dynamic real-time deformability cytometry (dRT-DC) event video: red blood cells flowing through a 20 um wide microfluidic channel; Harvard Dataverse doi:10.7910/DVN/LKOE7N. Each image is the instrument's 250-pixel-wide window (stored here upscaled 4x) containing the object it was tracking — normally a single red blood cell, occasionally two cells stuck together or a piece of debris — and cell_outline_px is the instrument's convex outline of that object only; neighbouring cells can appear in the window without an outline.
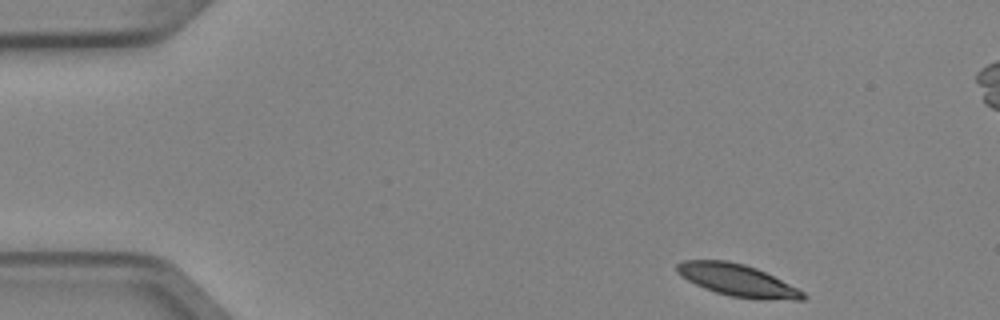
{"species": "Egyptian fruit bat (a non-hibernating species)", "species_latin": "Rousettus aegyptiacus", "temperature_condition": "cold", "stored_images_in_passage": 4, "camera_frame_rate_fps": 3000, "um_per_image_px": 0.085, "animal": {"sex": "female"}, "frame": {"image": 1, "passage_image": 1, "time_ms": 0.0, "image_size_px": [1000, 320], "cell_outline_px": [[808, 296], [804, 300], [792, 300], [728, 296], [704, 288], [680, 276], [676, 272], [676, 264], [684, 260], [728, 260], [744, 264], [756, 268], [804, 292]], "centroid_in_image_um": [62.63, 23.8], "position_along_channel_um": 22.4, "area_um2": 23.12}}
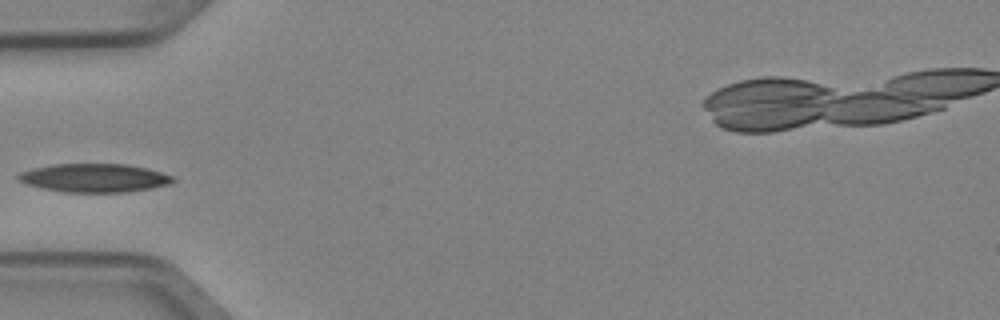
{"frame": {"image": 2, "passage_image": 4, "time_ms": 1.0, "image_size_px": [1000, 320], "cell_outline_px": [[176, 180], [172, 184], [152, 188], [124, 192], [64, 192], [24, 184], [16, 180], [16, 176], [20, 172], [32, 168], [52, 164], [128, 164], [148, 168], [172, 176]], "centroid_in_image_um": [8.0, 15.12], "position_along_channel_um": 77.0, "area_um2": 25.89}}